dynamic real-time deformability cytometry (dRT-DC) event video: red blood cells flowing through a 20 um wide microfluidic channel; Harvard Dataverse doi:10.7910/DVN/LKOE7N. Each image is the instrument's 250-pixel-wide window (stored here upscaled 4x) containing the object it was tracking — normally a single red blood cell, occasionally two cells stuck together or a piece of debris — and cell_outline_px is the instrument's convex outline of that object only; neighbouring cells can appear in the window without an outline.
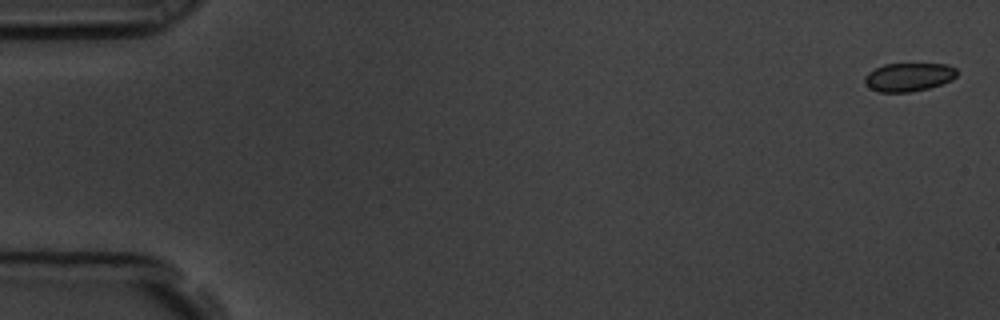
{"species": "common noctule bat (a hibernating species)", "species_latin": "Nyctalus noctula", "temperature_condition": "room temperature", "stored_images_in_passage": 6, "camera_frame_rate_fps": 3000, "um_per_image_px": 0.085, "animal": {"sex": "male", "body_mass_g": 19.5, "forearm_length_mm": 54.6}, "frame": {"image": 1, "passage_image": 1, "time_ms": 0.0, "image_size_px": [1000, 320], "cell_outline_px": [[956, 76], [952, 80], [928, 88], [912, 92], [880, 92], [872, 88], [864, 80], [864, 76], [868, 72], [884, 64], [948, 64], [956, 68]], "centroid_in_image_um": [77.26, 6.54], "position_along_channel_um": 7.7, "area_um2": 15.14}}
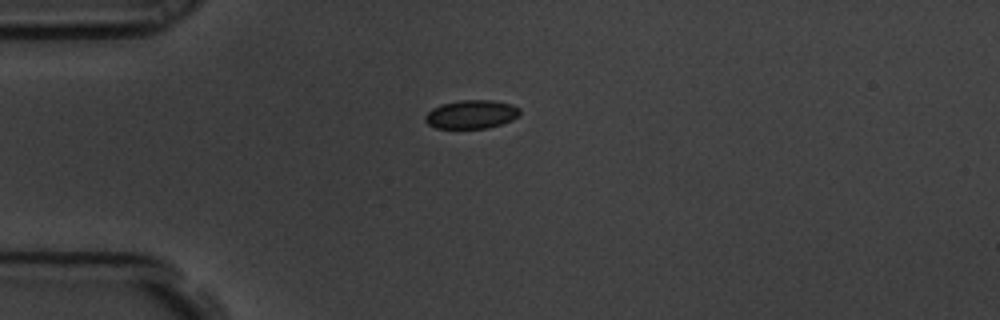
{"frame": {"image": 2, "passage_image": 5, "time_ms": 1.333, "image_size_px": [1000, 320], "cell_outline_px": [[520, 112], [512, 120], [488, 128], [436, 128], [428, 124], [424, 120], [424, 116], [432, 108], [440, 104], [460, 100], [492, 100], [512, 104], [520, 108]], "centroid_in_image_um": [40.04, 9.71], "position_along_channel_um": 45.0, "area_um2": 15.78}}